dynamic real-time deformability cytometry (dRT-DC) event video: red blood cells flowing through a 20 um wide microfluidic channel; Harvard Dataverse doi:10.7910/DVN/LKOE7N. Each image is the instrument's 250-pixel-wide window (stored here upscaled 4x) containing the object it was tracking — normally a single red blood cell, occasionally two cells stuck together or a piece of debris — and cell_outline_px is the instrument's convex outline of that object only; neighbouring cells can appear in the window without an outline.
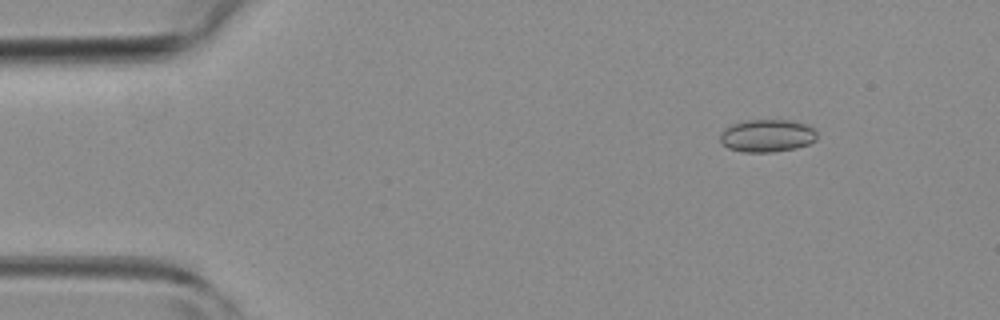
{"species": "common noctule bat (a hibernating species)", "species_latin": "Nyctalus noctula", "temperature_condition": "room temperature", "stored_images_in_passage": 4, "camera_frame_rate_fps": 3000, "um_per_image_px": 0.085, "animal": {"sex": "female", "body_mass_g": 19.3, "forearm_length_mm": 54.1}, "frame": {"image": 1, "passage_image": 2, "time_ms": 1.333, "image_size_px": [1000, 320], "cell_outline_px": [[816, 140], [808, 144], [796, 148], [772, 152], [744, 152], [728, 148], [720, 144], [720, 136], [724, 128], [732, 124], [748, 120], [792, 120], [808, 124], [816, 128]], "centroid_in_image_um": [65.22, 11.53], "position_along_channel_um": 19.8, "area_um2": 18.67}}
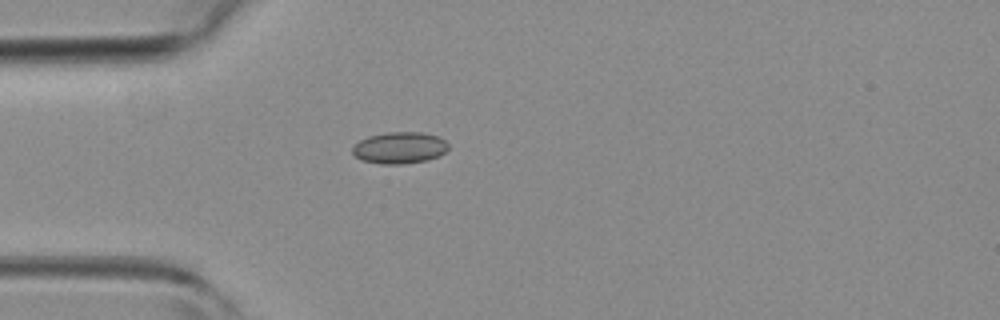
{"frame": {"image": 2, "passage_image": 4, "time_ms": 3.667, "image_size_px": [1000, 320], "cell_outline_px": [[448, 148], [440, 156], [428, 160], [404, 164], [380, 164], [360, 160], [352, 152], [352, 148], [360, 140], [368, 136], [388, 132], [420, 132], [440, 136], [448, 144]], "centroid_in_image_um": [33.98, 12.57], "position_along_channel_um": 51.0, "area_um2": 17.8}}